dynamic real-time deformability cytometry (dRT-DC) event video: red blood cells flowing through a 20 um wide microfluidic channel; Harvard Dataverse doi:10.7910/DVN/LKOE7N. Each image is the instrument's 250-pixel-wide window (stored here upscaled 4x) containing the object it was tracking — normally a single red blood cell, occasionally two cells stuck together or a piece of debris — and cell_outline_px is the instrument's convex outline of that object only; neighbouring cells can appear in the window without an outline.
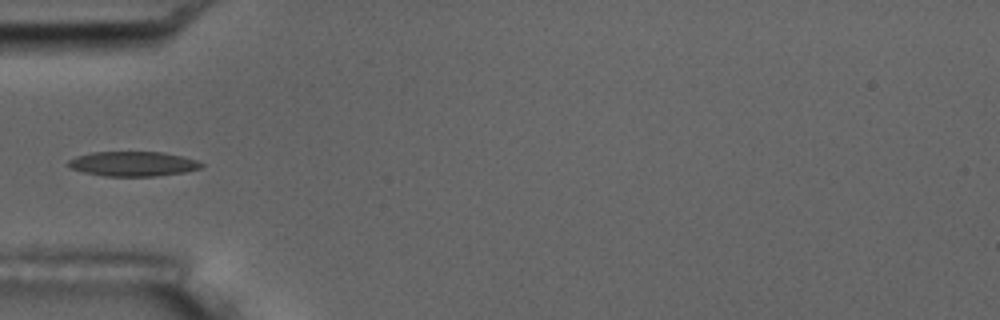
{"species": "common noctule bat (a hibernating species)", "species_latin": "Nyctalus noctula", "temperature_condition": "room temperature", "stored_images_in_passage": 10, "camera_frame_rate_fps": 3000, "um_per_image_px": 0.085, "animal": {"sex": "male", "body_mass_g": 17.5, "forearm_length_mm": 52.3}, "frame": {"image": 1, "passage_image": 4, "time_ms": 4.667, "image_size_px": [1000, 320], "cell_outline_px": [[204, 164], [200, 168], [184, 172], [156, 176], [104, 176], [84, 172], [68, 168], [68, 160], [76, 156], [92, 152], [164, 152], [184, 156], [196, 160]], "centroid_in_image_um": [11.29, 13.92], "position_along_channel_um": 73.7, "area_um2": 19.25}}
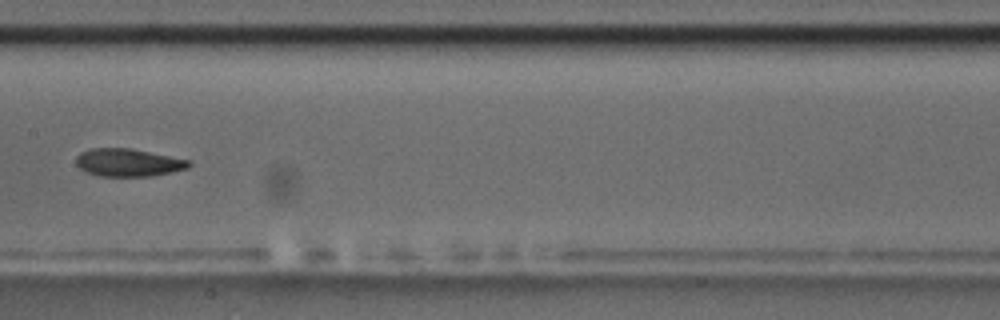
{"frame": {"image": 2, "passage_image": 7, "time_ms": 8.0, "image_size_px": [1000, 320], "cell_outline_px": [[192, 164], [188, 168], [172, 172], [152, 176], [100, 176], [88, 172], [80, 168], [76, 164], [76, 156], [80, 152], [92, 148], [132, 148], [192, 160]], "centroid_in_image_um": [10.94, 13.81], "position_along_channel_um": 196.5, "area_um2": 18.44}}